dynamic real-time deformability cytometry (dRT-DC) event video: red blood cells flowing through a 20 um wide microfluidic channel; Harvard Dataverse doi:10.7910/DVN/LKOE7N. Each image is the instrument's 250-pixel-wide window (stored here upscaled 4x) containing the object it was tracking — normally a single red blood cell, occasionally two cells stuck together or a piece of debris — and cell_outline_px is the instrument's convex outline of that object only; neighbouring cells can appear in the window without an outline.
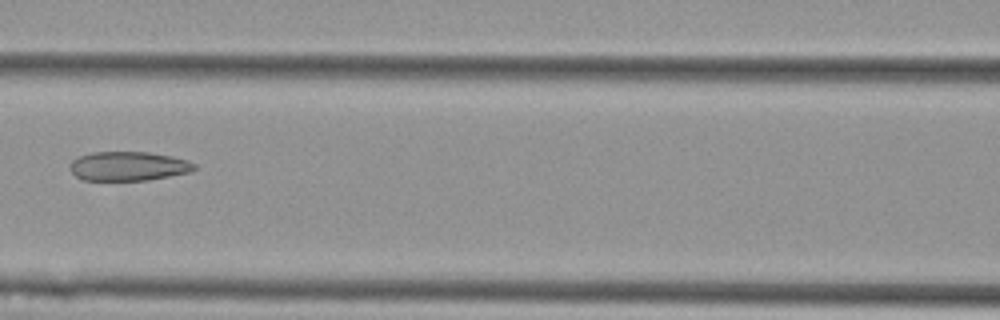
{"species": "Egyptian fruit bat (a non-hibernating species)", "species_latin": "Rousettus aegyptiacus", "temperature_condition": "cold", "stored_images_in_passage": 8, "camera_frame_rate_fps": 3000, "um_per_image_px": 0.085, "animal": {"sex": "female"}, "frame": {"image": 1, "passage_image": 8, "time_ms": 2.333, "image_size_px": [1000, 320], "cell_outline_px": [[196, 168], [192, 172], [148, 180], [84, 180], [76, 176], [72, 172], [72, 160], [76, 156], [92, 152], [148, 152], [172, 156], [188, 160], [196, 164]], "centroid_in_image_um": [10.95, 14.12], "position_along_channel_um": 155.6, "area_um2": 21.21}}